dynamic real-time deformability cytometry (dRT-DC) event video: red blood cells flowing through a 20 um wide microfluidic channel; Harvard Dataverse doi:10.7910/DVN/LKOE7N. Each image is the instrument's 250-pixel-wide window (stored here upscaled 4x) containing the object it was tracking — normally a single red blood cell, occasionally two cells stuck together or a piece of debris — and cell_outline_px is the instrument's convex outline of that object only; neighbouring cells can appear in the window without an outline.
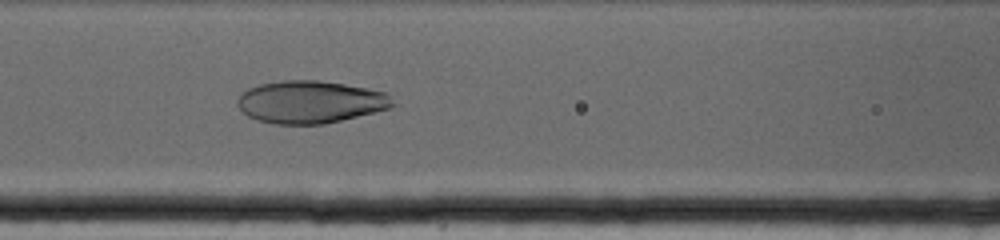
{"species": "human", "species_latin": "Homo sapiens", "temperature_condition": "cold", "stored_images_in_passage": 53, "camera_frame_rate_fps": 3000, "um_per_image_px": 0.085, "donor": {"sex": "female"}, "frame": {"image": 1, "passage_image": 13, "time_ms": 4.0, "image_size_px": [1000, 240], "cell_outline_px": [[392, 104], [388, 108], [324, 124], [276, 124], [260, 120], [248, 116], [236, 104], [236, 100], [248, 88], [260, 84], [280, 80], [320, 80], [344, 84], [388, 92]], "centroid_in_image_um": [26.34, 8.65], "position_along_channel_um": 140.3, "area_um2": 37.97}}
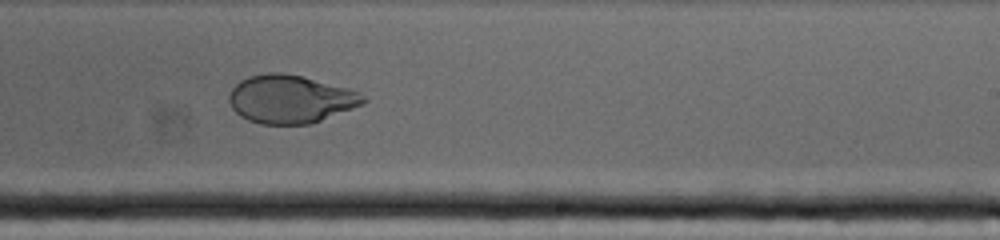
{"frame": {"image": 2, "passage_image": 26, "time_ms": 8.333, "image_size_px": [1000, 240], "cell_outline_px": [[368, 100], [364, 104], [312, 124], [260, 124], [248, 120], [240, 116], [232, 108], [228, 100], [228, 92], [240, 80], [248, 76], [268, 72], [280, 72], [300, 76], [348, 88], [364, 96]], "centroid_in_image_um": [24.66, 8.43], "position_along_channel_um": 264.3, "area_um2": 37.74}}
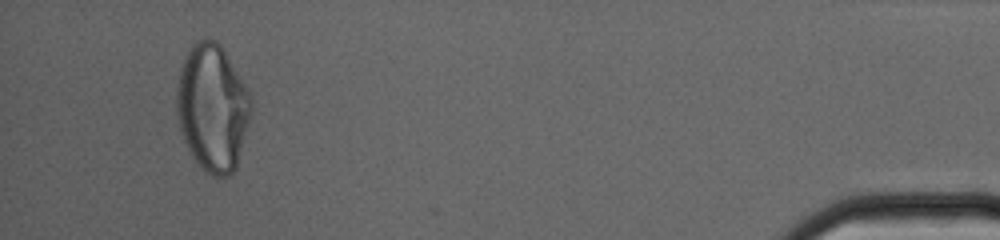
{"frame": {"image": 3, "passage_image": 49, "time_ms": 16.0, "image_size_px": [1000, 240], "cell_outline_px": [[252, 112], [236, 168], [228, 176], [212, 176], [192, 156], [184, 140], [176, 116], [176, 88], [180, 64], [188, 48], [196, 40], [208, 36], [216, 40], [220, 44], [248, 88], [252, 96]], "centroid_in_image_um": [18.05, 9.08], "position_along_channel_um": 417.1, "area_um2": 55.72}}